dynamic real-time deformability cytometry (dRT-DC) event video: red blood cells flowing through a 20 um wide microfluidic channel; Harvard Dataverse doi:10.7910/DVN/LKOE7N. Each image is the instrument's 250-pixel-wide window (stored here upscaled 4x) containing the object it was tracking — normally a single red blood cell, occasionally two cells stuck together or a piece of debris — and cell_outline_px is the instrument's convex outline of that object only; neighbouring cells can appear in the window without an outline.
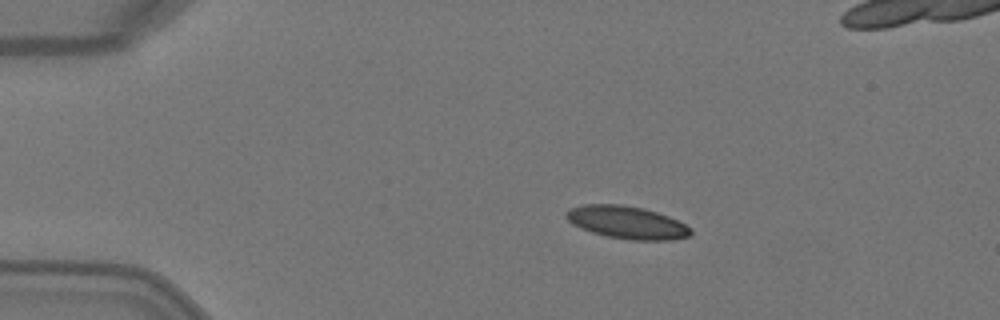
{"species": "Egyptian fruit bat (a non-hibernating species)", "species_latin": "Rousettus aegyptiacus", "temperature_condition": "warm", "stored_images_in_passage": 4, "camera_frame_rate_fps": 3000, "um_per_image_px": 0.085, "animal": {"sex": "female"}, "frame": {"image": 1, "passage_image": 2, "time_ms": 0.333, "image_size_px": [1000, 320], "cell_outline_px": [[692, 232], [688, 236], [672, 240], [632, 240], [608, 236], [592, 232], [580, 228], [572, 224], [564, 216], [564, 212], [568, 208], [584, 204], [620, 204], [644, 208], [668, 216], [692, 228]], "centroid_in_image_um": [53.24, 18.89], "position_along_channel_um": 31.8, "area_um2": 23.76}}